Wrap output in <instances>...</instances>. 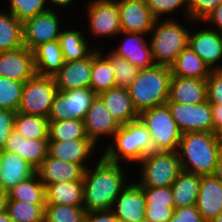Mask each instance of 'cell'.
Returning a JSON list of instances; mask_svg holds the SVG:
<instances>
[{
  "label": "cell",
  "mask_w": 222,
  "mask_h": 222,
  "mask_svg": "<svg viewBox=\"0 0 222 222\" xmlns=\"http://www.w3.org/2000/svg\"><path fill=\"white\" fill-rule=\"evenodd\" d=\"M36 169L17 152L0 150V188L8 192L17 184L31 178Z\"/></svg>",
  "instance_id": "obj_17"
},
{
  "label": "cell",
  "mask_w": 222,
  "mask_h": 222,
  "mask_svg": "<svg viewBox=\"0 0 222 222\" xmlns=\"http://www.w3.org/2000/svg\"><path fill=\"white\" fill-rule=\"evenodd\" d=\"M45 206L8 200L6 214L14 222H44Z\"/></svg>",
  "instance_id": "obj_37"
},
{
  "label": "cell",
  "mask_w": 222,
  "mask_h": 222,
  "mask_svg": "<svg viewBox=\"0 0 222 222\" xmlns=\"http://www.w3.org/2000/svg\"><path fill=\"white\" fill-rule=\"evenodd\" d=\"M74 138H88L84 121L66 119L49 121L48 140H70Z\"/></svg>",
  "instance_id": "obj_36"
},
{
  "label": "cell",
  "mask_w": 222,
  "mask_h": 222,
  "mask_svg": "<svg viewBox=\"0 0 222 222\" xmlns=\"http://www.w3.org/2000/svg\"><path fill=\"white\" fill-rule=\"evenodd\" d=\"M138 118L149 131L153 151H178L182 132L172 117L167 104L151 107L139 113Z\"/></svg>",
  "instance_id": "obj_6"
},
{
  "label": "cell",
  "mask_w": 222,
  "mask_h": 222,
  "mask_svg": "<svg viewBox=\"0 0 222 222\" xmlns=\"http://www.w3.org/2000/svg\"><path fill=\"white\" fill-rule=\"evenodd\" d=\"M177 151L182 170L196 175H213L222 153L215 133L190 132L182 134ZM186 157V159H185Z\"/></svg>",
  "instance_id": "obj_2"
},
{
  "label": "cell",
  "mask_w": 222,
  "mask_h": 222,
  "mask_svg": "<svg viewBox=\"0 0 222 222\" xmlns=\"http://www.w3.org/2000/svg\"><path fill=\"white\" fill-rule=\"evenodd\" d=\"M46 204L82 206L83 181L49 184L45 187Z\"/></svg>",
  "instance_id": "obj_29"
},
{
  "label": "cell",
  "mask_w": 222,
  "mask_h": 222,
  "mask_svg": "<svg viewBox=\"0 0 222 222\" xmlns=\"http://www.w3.org/2000/svg\"><path fill=\"white\" fill-rule=\"evenodd\" d=\"M35 73L40 76L55 75L65 63L59 40L46 42L33 50Z\"/></svg>",
  "instance_id": "obj_27"
},
{
  "label": "cell",
  "mask_w": 222,
  "mask_h": 222,
  "mask_svg": "<svg viewBox=\"0 0 222 222\" xmlns=\"http://www.w3.org/2000/svg\"><path fill=\"white\" fill-rule=\"evenodd\" d=\"M0 222H14V221L5 212L3 214H0Z\"/></svg>",
  "instance_id": "obj_56"
},
{
  "label": "cell",
  "mask_w": 222,
  "mask_h": 222,
  "mask_svg": "<svg viewBox=\"0 0 222 222\" xmlns=\"http://www.w3.org/2000/svg\"><path fill=\"white\" fill-rule=\"evenodd\" d=\"M168 222H207L199 213L197 206H186L174 209Z\"/></svg>",
  "instance_id": "obj_47"
},
{
  "label": "cell",
  "mask_w": 222,
  "mask_h": 222,
  "mask_svg": "<svg viewBox=\"0 0 222 222\" xmlns=\"http://www.w3.org/2000/svg\"><path fill=\"white\" fill-rule=\"evenodd\" d=\"M57 92L53 76L35 74L24 83L17 112L48 118Z\"/></svg>",
  "instance_id": "obj_8"
},
{
  "label": "cell",
  "mask_w": 222,
  "mask_h": 222,
  "mask_svg": "<svg viewBox=\"0 0 222 222\" xmlns=\"http://www.w3.org/2000/svg\"><path fill=\"white\" fill-rule=\"evenodd\" d=\"M87 168L83 175V204L86 212L111 210L116 198L128 185L119 163L99 159L93 173Z\"/></svg>",
  "instance_id": "obj_1"
},
{
  "label": "cell",
  "mask_w": 222,
  "mask_h": 222,
  "mask_svg": "<svg viewBox=\"0 0 222 222\" xmlns=\"http://www.w3.org/2000/svg\"><path fill=\"white\" fill-rule=\"evenodd\" d=\"M10 13L20 22H25L35 15L45 12L50 8H45L47 0H10Z\"/></svg>",
  "instance_id": "obj_41"
},
{
  "label": "cell",
  "mask_w": 222,
  "mask_h": 222,
  "mask_svg": "<svg viewBox=\"0 0 222 222\" xmlns=\"http://www.w3.org/2000/svg\"><path fill=\"white\" fill-rule=\"evenodd\" d=\"M49 119L16 112L14 130L25 139H48Z\"/></svg>",
  "instance_id": "obj_33"
},
{
  "label": "cell",
  "mask_w": 222,
  "mask_h": 222,
  "mask_svg": "<svg viewBox=\"0 0 222 222\" xmlns=\"http://www.w3.org/2000/svg\"><path fill=\"white\" fill-rule=\"evenodd\" d=\"M170 70L172 76L197 79H207L211 72V68L189 46L180 52Z\"/></svg>",
  "instance_id": "obj_28"
},
{
  "label": "cell",
  "mask_w": 222,
  "mask_h": 222,
  "mask_svg": "<svg viewBox=\"0 0 222 222\" xmlns=\"http://www.w3.org/2000/svg\"><path fill=\"white\" fill-rule=\"evenodd\" d=\"M8 199V192L0 188V214L6 212Z\"/></svg>",
  "instance_id": "obj_52"
},
{
  "label": "cell",
  "mask_w": 222,
  "mask_h": 222,
  "mask_svg": "<svg viewBox=\"0 0 222 222\" xmlns=\"http://www.w3.org/2000/svg\"><path fill=\"white\" fill-rule=\"evenodd\" d=\"M23 44L22 22L10 12H0V52L17 49Z\"/></svg>",
  "instance_id": "obj_34"
},
{
  "label": "cell",
  "mask_w": 222,
  "mask_h": 222,
  "mask_svg": "<svg viewBox=\"0 0 222 222\" xmlns=\"http://www.w3.org/2000/svg\"><path fill=\"white\" fill-rule=\"evenodd\" d=\"M60 47L65 61H76L88 57L93 51L79 31L66 30L60 32Z\"/></svg>",
  "instance_id": "obj_35"
},
{
  "label": "cell",
  "mask_w": 222,
  "mask_h": 222,
  "mask_svg": "<svg viewBox=\"0 0 222 222\" xmlns=\"http://www.w3.org/2000/svg\"><path fill=\"white\" fill-rule=\"evenodd\" d=\"M113 136L115 143L103 155L110 162L119 163L120 158L140 162L153 151L151 135L139 118L121 125Z\"/></svg>",
  "instance_id": "obj_4"
},
{
  "label": "cell",
  "mask_w": 222,
  "mask_h": 222,
  "mask_svg": "<svg viewBox=\"0 0 222 222\" xmlns=\"http://www.w3.org/2000/svg\"><path fill=\"white\" fill-rule=\"evenodd\" d=\"M97 94L91 88L58 91L55 94L49 121L75 119L83 121Z\"/></svg>",
  "instance_id": "obj_9"
},
{
  "label": "cell",
  "mask_w": 222,
  "mask_h": 222,
  "mask_svg": "<svg viewBox=\"0 0 222 222\" xmlns=\"http://www.w3.org/2000/svg\"><path fill=\"white\" fill-rule=\"evenodd\" d=\"M113 64L116 87L128 88L136 78L139 68L131 64L128 60L117 56L112 51L106 56Z\"/></svg>",
  "instance_id": "obj_40"
},
{
  "label": "cell",
  "mask_w": 222,
  "mask_h": 222,
  "mask_svg": "<svg viewBox=\"0 0 222 222\" xmlns=\"http://www.w3.org/2000/svg\"><path fill=\"white\" fill-rule=\"evenodd\" d=\"M209 222H222V213H220L217 217L211 219Z\"/></svg>",
  "instance_id": "obj_57"
},
{
  "label": "cell",
  "mask_w": 222,
  "mask_h": 222,
  "mask_svg": "<svg viewBox=\"0 0 222 222\" xmlns=\"http://www.w3.org/2000/svg\"><path fill=\"white\" fill-rule=\"evenodd\" d=\"M221 2L222 0H189V18L204 21Z\"/></svg>",
  "instance_id": "obj_43"
},
{
  "label": "cell",
  "mask_w": 222,
  "mask_h": 222,
  "mask_svg": "<svg viewBox=\"0 0 222 222\" xmlns=\"http://www.w3.org/2000/svg\"><path fill=\"white\" fill-rule=\"evenodd\" d=\"M90 29L96 36L119 35L122 33L116 0H93L88 7Z\"/></svg>",
  "instance_id": "obj_12"
},
{
  "label": "cell",
  "mask_w": 222,
  "mask_h": 222,
  "mask_svg": "<svg viewBox=\"0 0 222 222\" xmlns=\"http://www.w3.org/2000/svg\"><path fill=\"white\" fill-rule=\"evenodd\" d=\"M118 10L122 33L147 34L156 21L145 0H120Z\"/></svg>",
  "instance_id": "obj_13"
},
{
  "label": "cell",
  "mask_w": 222,
  "mask_h": 222,
  "mask_svg": "<svg viewBox=\"0 0 222 222\" xmlns=\"http://www.w3.org/2000/svg\"><path fill=\"white\" fill-rule=\"evenodd\" d=\"M91 73L92 53L81 60L65 61L53 78L58 91L90 88Z\"/></svg>",
  "instance_id": "obj_16"
},
{
  "label": "cell",
  "mask_w": 222,
  "mask_h": 222,
  "mask_svg": "<svg viewBox=\"0 0 222 222\" xmlns=\"http://www.w3.org/2000/svg\"><path fill=\"white\" fill-rule=\"evenodd\" d=\"M16 112L0 108V150H3L7 139L14 131Z\"/></svg>",
  "instance_id": "obj_46"
},
{
  "label": "cell",
  "mask_w": 222,
  "mask_h": 222,
  "mask_svg": "<svg viewBox=\"0 0 222 222\" xmlns=\"http://www.w3.org/2000/svg\"><path fill=\"white\" fill-rule=\"evenodd\" d=\"M140 164L143 168L140 187H169L183 171L177 151H152Z\"/></svg>",
  "instance_id": "obj_7"
},
{
  "label": "cell",
  "mask_w": 222,
  "mask_h": 222,
  "mask_svg": "<svg viewBox=\"0 0 222 222\" xmlns=\"http://www.w3.org/2000/svg\"><path fill=\"white\" fill-rule=\"evenodd\" d=\"M208 101L206 79L172 76L167 102L199 104Z\"/></svg>",
  "instance_id": "obj_24"
},
{
  "label": "cell",
  "mask_w": 222,
  "mask_h": 222,
  "mask_svg": "<svg viewBox=\"0 0 222 222\" xmlns=\"http://www.w3.org/2000/svg\"><path fill=\"white\" fill-rule=\"evenodd\" d=\"M188 46L213 70H222V67H213L222 57V35L213 29H204L193 33L189 32Z\"/></svg>",
  "instance_id": "obj_18"
},
{
  "label": "cell",
  "mask_w": 222,
  "mask_h": 222,
  "mask_svg": "<svg viewBox=\"0 0 222 222\" xmlns=\"http://www.w3.org/2000/svg\"><path fill=\"white\" fill-rule=\"evenodd\" d=\"M127 40L112 52L128 60L139 69L150 68L155 65L150 44L141 36L142 33L127 32Z\"/></svg>",
  "instance_id": "obj_26"
},
{
  "label": "cell",
  "mask_w": 222,
  "mask_h": 222,
  "mask_svg": "<svg viewBox=\"0 0 222 222\" xmlns=\"http://www.w3.org/2000/svg\"><path fill=\"white\" fill-rule=\"evenodd\" d=\"M94 147L95 144L89 138H74L64 141L48 140V155L81 165L86 170L83 163L91 155Z\"/></svg>",
  "instance_id": "obj_22"
},
{
  "label": "cell",
  "mask_w": 222,
  "mask_h": 222,
  "mask_svg": "<svg viewBox=\"0 0 222 222\" xmlns=\"http://www.w3.org/2000/svg\"><path fill=\"white\" fill-rule=\"evenodd\" d=\"M196 206L207 222L222 213V181L214 174L201 176Z\"/></svg>",
  "instance_id": "obj_21"
},
{
  "label": "cell",
  "mask_w": 222,
  "mask_h": 222,
  "mask_svg": "<svg viewBox=\"0 0 222 222\" xmlns=\"http://www.w3.org/2000/svg\"><path fill=\"white\" fill-rule=\"evenodd\" d=\"M214 175L222 181V153L220 154L217 165L214 171Z\"/></svg>",
  "instance_id": "obj_53"
},
{
  "label": "cell",
  "mask_w": 222,
  "mask_h": 222,
  "mask_svg": "<svg viewBox=\"0 0 222 222\" xmlns=\"http://www.w3.org/2000/svg\"><path fill=\"white\" fill-rule=\"evenodd\" d=\"M215 135L222 149V126L215 132Z\"/></svg>",
  "instance_id": "obj_55"
},
{
  "label": "cell",
  "mask_w": 222,
  "mask_h": 222,
  "mask_svg": "<svg viewBox=\"0 0 222 222\" xmlns=\"http://www.w3.org/2000/svg\"><path fill=\"white\" fill-rule=\"evenodd\" d=\"M59 20L54 10L49 9L22 23L23 44L30 51L39 45L59 40Z\"/></svg>",
  "instance_id": "obj_11"
},
{
  "label": "cell",
  "mask_w": 222,
  "mask_h": 222,
  "mask_svg": "<svg viewBox=\"0 0 222 222\" xmlns=\"http://www.w3.org/2000/svg\"><path fill=\"white\" fill-rule=\"evenodd\" d=\"M3 151L17 152L37 169L48 155V139H25L14 130L7 139Z\"/></svg>",
  "instance_id": "obj_23"
},
{
  "label": "cell",
  "mask_w": 222,
  "mask_h": 222,
  "mask_svg": "<svg viewBox=\"0 0 222 222\" xmlns=\"http://www.w3.org/2000/svg\"><path fill=\"white\" fill-rule=\"evenodd\" d=\"M83 121L87 136L95 145L99 136H113L121 126L98 96L93 100Z\"/></svg>",
  "instance_id": "obj_20"
},
{
  "label": "cell",
  "mask_w": 222,
  "mask_h": 222,
  "mask_svg": "<svg viewBox=\"0 0 222 222\" xmlns=\"http://www.w3.org/2000/svg\"><path fill=\"white\" fill-rule=\"evenodd\" d=\"M84 222H120L112 210L86 212Z\"/></svg>",
  "instance_id": "obj_49"
},
{
  "label": "cell",
  "mask_w": 222,
  "mask_h": 222,
  "mask_svg": "<svg viewBox=\"0 0 222 222\" xmlns=\"http://www.w3.org/2000/svg\"><path fill=\"white\" fill-rule=\"evenodd\" d=\"M172 117L183 134L190 132L215 133L211 104L208 101L199 104L166 102Z\"/></svg>",
  "instance_id": "obj_10"
},
{
  "label": "cell",
  "mask_w": 222,
  "mask_h": 222,
  "mask_svg": "<svg viewBox=\"0 0 222 222\" xmlns=\"http://www.w3.org/2000/svg\"><path fill=\"white\" fill-rule=\"evenodd\" d=\"M85 169L81 165L47 155L36 174L46 187L49 184L68 181H83Z\"/></svg>",
  "instance_id": "obj_19"
},
{
  "label": "cell",
  "mask_w": 222,
  "mask_h": 222,
  "mask_svg": "<svg viewBox=\"0 0 222 222\" xmlns=\"http://www.w3.org/2000/svg\"><path fill=\"white\" fill-rule=\"evenodd\" d=\"M207 99L210 104H222V70H213L206 79Z\"/></svg>",
  "instance_id": "obj_45"
},
{
  "label": "cell",
  "mask_w": 222,
  "mask_h": 222,
  "mask_svg": "<svg viewBox=\"0 0 222 222\" xmlns=\"http://www.w3.org/2000/svg\"><path fill=\"white\" fill-rule=\"evenodd\" d=\"M33 51L25 46L0 52V76L26 82L35 75Z\"/></svg>",
  "instance_id": "obj_14"
},
{
  "label": "cell",
  "mask_w": 222,
  "mask_h": 222,
  "mask_svg": "<svg viewBox=\"0 0 222 222\" xmlns=\"http://www.w3.org/2000/svg\"><path fill=\"white\" fill-rule=\"evenodd\" d=\"M120 125L138 119L137 112L127 88L114 87L97 95Z\"/></svg>",
  "instance_id": "obj_25"
},
{
  "label": "cell",
  "mask_w": 222,
  "mask_h": 222,
  "mask_svg": "<svg viewBox=\"0 0 222 222\" xmlns=\"http://www.w3.org/2000/svg\"><path fill=\"white\" fill-rule=\"evenodd\" d=\"M145 2L156 20H159L161 14L172 12L184 4H187L186 8L189 10V0H145Z\"/></svg>",
  "instance_id": "obj_44"
},
{
  "label": "cell",
  "mask_w": 222,
  "mask_h": 222,
  "mask_svg": "<svg viewBox=\"0 0 222 222\" xmlns=\"http://www.w3.org/2000/svg\"><path fill=\"white\" fill-rule=\"evenodd\" d=\"M50 2L52 1L53 4H58L60 6H65V5H68L71 3V1H74V0H49Z\"/></svg>",
  "instance_id": "obj_54"
},
{
  "label": "cell",
  "mask_w": 222,
  "mask_h": 222,
  "mask_svg": "<svg viewBox=\"0 0 222 222\" xmlns=\"http://www.w3.org/2000/svg\"><path fill=\"white\" fill-rule=\"evenodd\" d=\"M214 131L222 126V104H211Z\"/></svg>",
  "instance_id": "obj_51"
},
{
  "label": "cell",
  "mask_w": 222,
  "mask_h": 222,
  "mask_svg": "<svg viewBox=\"0 0 222 222\" xmlns=\"http://www.w3.org/2000/svg\"><path fill=\"white\" fill-rule=\"evenodd\" d=\"M24 83L0 76V108L18 111Z\"/></svg>",
  "instance_id": "obj_39"
},
{
  "label": "cell",
  "mask_w": 222,
  "mask_h": 222,
  "mask_svg": "<svg viewBox=\"0 0 222 222\" xmlns=\"http://www.w3.org/2000/svg\"><path fill=\"white\" fill-rule=\"evenodd\" d=\"M156 20L152 28L150 46L156 65L170 67L180 52L188 46L189 31L172 19Z\"/></svg>",
  "instance_id": "obj_5"
},
{
  "label": "cell",
  "mask_w": 222,
  "mask_h": 222,
  "mask_svg": "<svg viewBox=\"0 0 222 222\" xmlns=\"http://www.w3.org/2000/svg\"><path fill=\"white\" fill-rule=\"evenodd\" d=\"M85 215L83 206L46 204L44 222H84Z\"/></svg>",
  "instance_id": "obj_38"
},
{
  "label": "cell",
  "mask_w": 222,
  "mask_h": 222,
  "mask_svg": "<svg viewBox=\"0 0 222 222\" xmlns=\"http://www.w3.org/2000/svg\"><path fill=\"white\" fill-rule=\"evenodd\" d=\"M8 200L22 201L31 205H46L45 186L35 174L8 191Z\"/></svg>",
  "instance_id": "obj_32"
},
{
  "label": "cell",
  "mask_w": 222,
  "mask_h": 222,
  "mask_svg": "<svg viewBox=\"0 0 222 222\" xmlns=\"http://www.w3.org/2000/svg\"><path fill=\"white\" fill-rule=\"evenodd\" d=\"M143 189L146 206L175 207L173 192L169 187H141Z\"/></svg>",
  "instance_id": "obj_42"
},
{
  "label": "cell",
  "mask_w": 222,
  "mask_h": 222,
  "mask_svg": "<svg viewBox=\"0 0 222 222\" xmlns=\"http://www.w3.org/2000/svg\"><path fill=\"white\" fill-rule=\"evenodd\" d=\"M111 210L120 222H145L146 199L138 183H129L116 198Z\"/></svg>",
  "instance_id": "obj_15"
},
{
  "label": "cell",
  "mask_w": 222,
  "mask_h": 222,
  "mask_svg": "<svg viewBox=\"0 0 222 222\" xmlns=\"http://www.w3.org/2000/svg\"><path fill=\"white\" fill-rule=\"evenodd\" d=\"M114 87L116 83L112 62L106 56L104 58L99 50H93L90 88L99 95Z\"/></svg>",
  "instance_id": "obj_31"
},
{
  "label": "cell",
  "mask_w": 222,
  "mask_h": 222,
  "mask_svg": "<svg viewBox=\"0 0 222 222\" xmlns=\"http://www.w3.org/2000/svg\"><path fill=\"white\" fill-rule=\"evenodd\" d=\"M175 207L146 206L145 221L168 222L174 214Z\"/></svg>",
  "instance_id": "obj_48"
},
{
  "label": "cell",
  "mask_w": 222,
  "mask_h": 222,
  "mask_svg": "<svg viewBox=\"0 0 222 222\" xmlns=\"http://www.w3.org/2000/svg\"><path fill=\"white\" fill-rule=\"evenodd\" d=\"M214 23L218 30L222 32V2L215 8V10L204 20Z\"/></svg>",
  "instance_id": "obj_50"
},
{
  "label": "cell",
  "mask_w": 222,
  "mask_h": 222,
  "mask_svg": "<svg viewBox=\"0 0 222 222\" xmlns=\"http://www.w3.org/2000/svg\"><path fill=\"white\" fill-rule=\"evenodd\" d=\"M171 77L170 67L163 65L155 64L150 68L139 70L127 88L138 113L166 104Z\"/></svg>",
  "instance_id": "obj_3"
},
{
  "label": "cell",
  "mask_w": 222,
  "mask_h": 222,
  "mask_svg": "<svg viewBox=\"0 0 222 222\" xmlns=\"http://www.w3.org/2000/svg\"><path fill=\"white\" fill-rule=\"evenodd\" d=\"M201 176L182 171L171 185L175 208L197 204Z\"/></svg>",
  "instance_id": "obj_30"
}]
</instances>
